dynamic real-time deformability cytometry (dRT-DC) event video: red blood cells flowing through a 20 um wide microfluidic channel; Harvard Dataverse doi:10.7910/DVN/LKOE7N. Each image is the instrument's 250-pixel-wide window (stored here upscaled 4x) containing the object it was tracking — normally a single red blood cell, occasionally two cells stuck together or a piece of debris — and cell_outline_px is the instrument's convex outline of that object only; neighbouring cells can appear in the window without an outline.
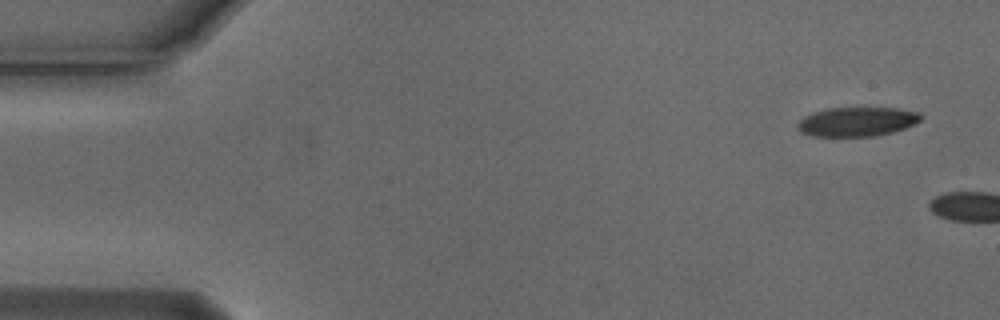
{"species": "Egyptian fruit bat (a non-hibernating species)", "species_latin": "Rousettus aegyptiacus", "temperature_condition": "cold", "stored_images_in_passage": 2, "camera_frame_rate_fps": 3000, "um_per_image_px": 0.085, "animal": {"sex": "male"}, "frame": {"image": 1, "passage_image": 1, "time_ms": 0.0, "image_size_px": [1000, 320], "cell_outline_px": [[924, 116], [920, 120], [904, 128], [892, 132], [872, 136], [808, 136], [800, 132], [796, 128], [796, 124], [804, 116], [812, 112], [828, 108], [896, 108], [920, 112]], "centroid_in_image_um": [72.8, 10.34], "position_along_channel_um": 12.2, "area_um2": 21.1}}